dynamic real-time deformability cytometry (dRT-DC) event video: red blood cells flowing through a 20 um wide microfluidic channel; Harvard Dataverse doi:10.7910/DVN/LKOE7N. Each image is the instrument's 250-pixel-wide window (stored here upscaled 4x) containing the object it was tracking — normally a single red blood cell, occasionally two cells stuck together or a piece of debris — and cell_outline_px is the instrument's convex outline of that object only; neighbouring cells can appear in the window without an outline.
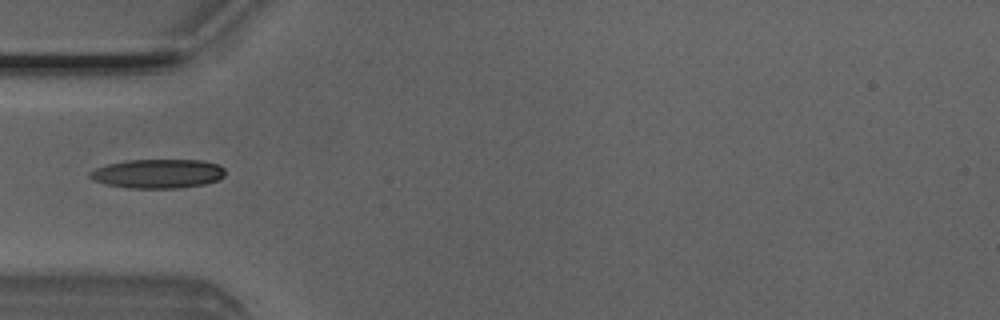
{"species": "Egyptian fruit bat (a non-hibernating species)", "species_latin": "Rousettus aegyptiacus", "temperature_condition": "room temperature", "stored_images_in_passage": 5, "camera_frame_rate_fps": 3000, "um_per_image_px": 0.085, "animal": {"sex": "male"}, "frame": {"image": 1, "passage_image": 5, "time_ms": 1.333, "image_size_px": [1000, 320], "cell_outline_px": [[224, 176], [216, 180], [204, 184], [180, 188], [128, 188], [108, 184], [92, 180], [88, 176], [88, 172], [96, 168], [108, 164], [128, 160], [204, 160], [220, 164], [224, 168]], "centroid_in_image_um": [13.42, 14.75], "position_along_channel_um": 71.6, "area_um2": 23.0}}